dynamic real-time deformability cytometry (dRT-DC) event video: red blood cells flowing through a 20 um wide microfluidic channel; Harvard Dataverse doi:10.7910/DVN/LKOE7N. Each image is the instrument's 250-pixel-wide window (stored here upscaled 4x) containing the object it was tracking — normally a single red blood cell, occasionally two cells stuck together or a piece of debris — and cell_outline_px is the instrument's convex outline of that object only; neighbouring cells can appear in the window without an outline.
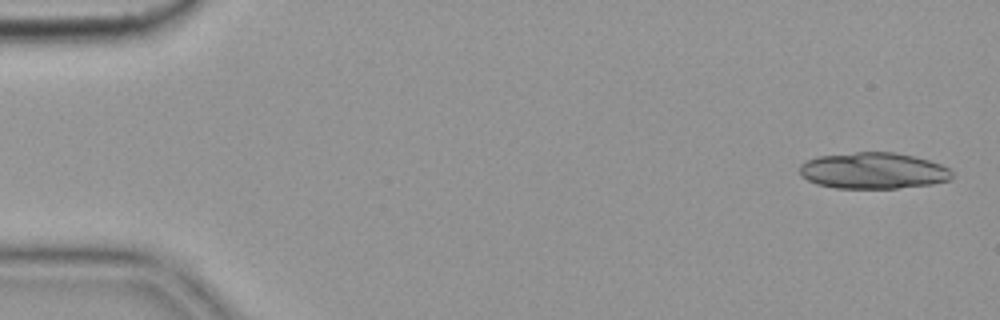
{"species": "common noctule bat (a hibernating species)", "species_latin": "Nyctalus noctula", "temperature_condition": "cold", "stored_images_in_passage": 5, "camera_frame_rate_fps": 3000, "um_per_image_px": 0.085, "animal": {"sex": "female", "body_mass_g": 19.9}, "frame": {"image": 1, "passage_image": 1, "time_ms": 0.0, "image_size_px": [1000, 320], "cell_outline_px": [[952, 176], [948, 180], [932, 184], [896, 188], [836, 188], [816, 184], [800, 176], [800, 164], [816, 156], [856, 152], [896, 152], [928, 160], [940, 164], [948, 168], [952, 172]], "centroid_in_image_um": [74.19, 14.51], "position_along_channel_um": 10.8, "area_um2": 32.19}}